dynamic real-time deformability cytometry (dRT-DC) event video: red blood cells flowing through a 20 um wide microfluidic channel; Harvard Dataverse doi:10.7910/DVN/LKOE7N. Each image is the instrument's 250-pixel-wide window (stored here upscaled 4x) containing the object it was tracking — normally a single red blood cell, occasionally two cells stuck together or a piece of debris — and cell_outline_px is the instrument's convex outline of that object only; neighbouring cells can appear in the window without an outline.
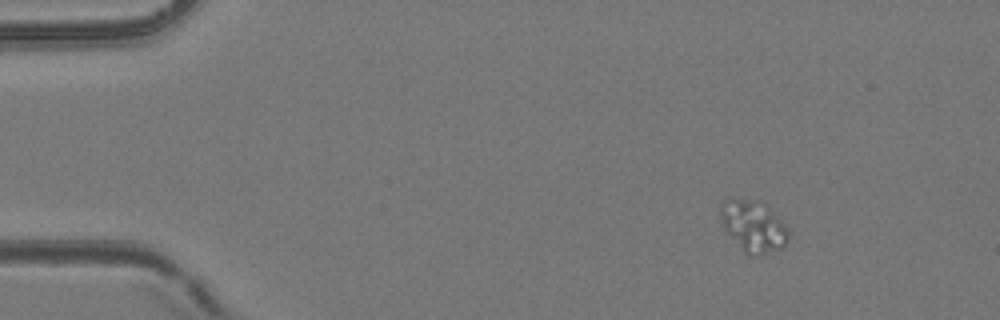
{"species": "common noctule bat (a hibernating species)", "species_latin": "Nyctalus noctula", "temperature_condition": "room temperature", "stored_images_in_passage": 4, "camera_frame_rate_fps": 3000, "um_per_image_px": 0.085, "animal": {"sex": "female", "body_mass_g": 24.6, "forearm_length_mm": 56.2}, "frame": {"image": 1, "passage_image": 1, "time_ms": 0.0, "image_size_px": [1000, 320], "cell_outline_px": [[788, 236], [784, 244], [780, 248], [752, 256], [748, 256], [744, 252], [724, 228], [720, 216], [720, 200], [732, 196], [764, 200], [788, 228]], "centroid_in_image_um": [63.99, 19.12], "position_along_channel_um": 21.0, "area_um2": 20.81}}
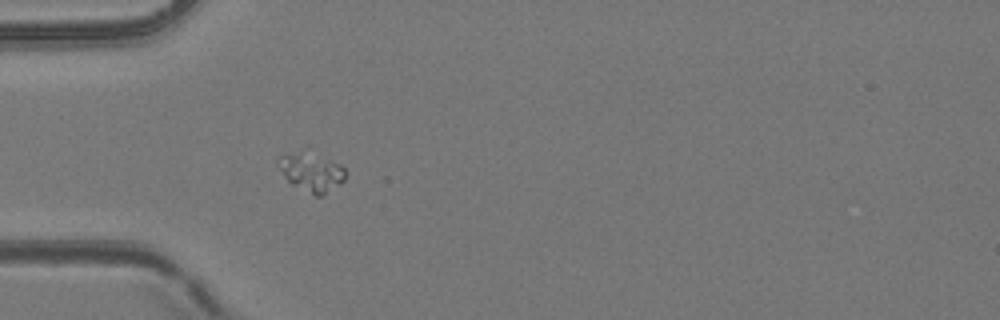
{"frame": {"image": 2, "passage_image": 4, "time_ms": 1.0, "image_size_px": [1000, 320], "cell_outline_px": [[344, 180], [340, 184], [320, 196], [316, 196], [292, 184], [288, 180], [276, 164], [280, 156], [304, 148], [340, 164], [344, 168]], "centroid_in_image_um": [26.45, 14.57], "position_along_channel_um": 58.6, "area_um2": 15.14}}